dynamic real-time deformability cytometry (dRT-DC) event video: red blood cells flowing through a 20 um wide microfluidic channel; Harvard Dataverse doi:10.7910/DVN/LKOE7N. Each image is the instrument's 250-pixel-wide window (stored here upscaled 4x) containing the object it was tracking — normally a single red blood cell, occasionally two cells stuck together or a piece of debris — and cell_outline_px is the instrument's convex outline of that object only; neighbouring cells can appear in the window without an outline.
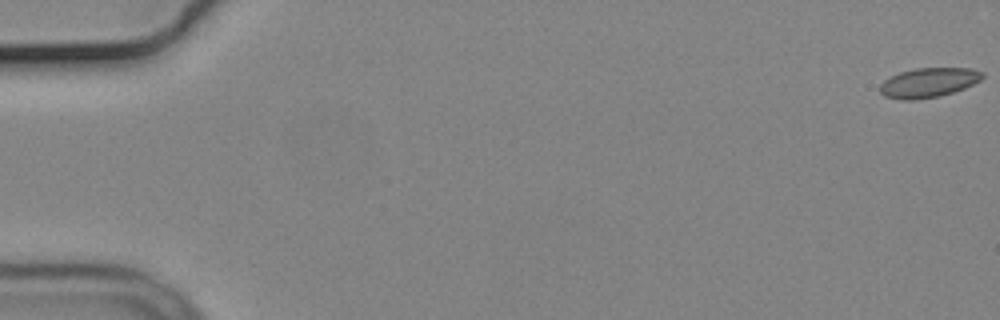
{"species": "common noctule bat (a hibernating species)", "species_latin": "Nyctalus noctula", "temperature_condition": "cold", "stored_images_in_passage": 57, "camera_frame_rate_fps": 3000, "um_per_image_px": 0.085, "animal": {"sex": "male", "body_mass_g": 19.2, "forearm_length_mm": 51.8}, "frame": {"image": 1, "passage_image": 1, "time_ms": 0.0, "image_size_px": [1000, 320], "cell_outline_px": [[984, 76], [980, 80], [964, 88], [940, 96], [916, 100], [900, 100], [884, 96], [880, 92], [880, 84], [884, 80], [900, 72], [916, 68], [972, 68], [984, 72]], "centroid_in_image_um": [78.92, 7.02], "position_along_channel_um": 6.1, "area_um2": 17.69}}
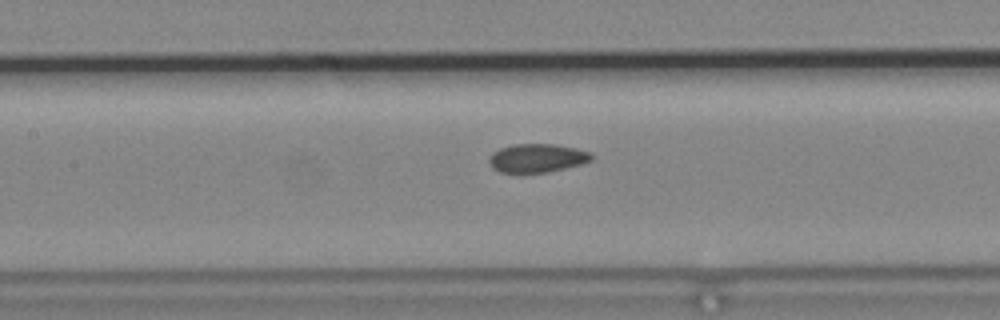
{"frame": {"image": 2, "passage_image": 27, "time_ms": 8.667, "image_size_px": [1000, 320], "cell_outline_px": [[592, 160], [580, 164], [548, 172], [500, 172], [492, 168], [488, 160], [492, 152], [500, 148], [516, 144], [556, 144], [576, 148], [592, 152]], "centroid_in_image_um": [45.65, 13.42], "position_along_channel_um": 161.7, "area_um2": 16.99}}
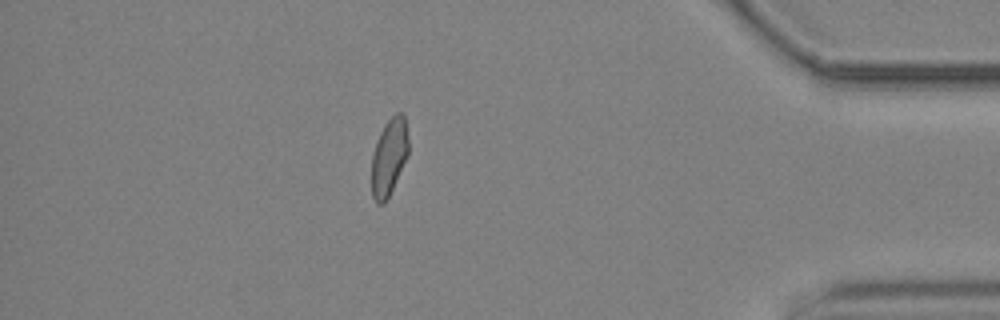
{"frame": {"image": 3, "passage_image": 50, "time_ms": 16.333, "image_size_px": [1000, 320], "cell_outline_px": [[408, 156], [384, 204], [376, 204], [372, 196], [372, 156], [376, 140], [384, 124], [396, 112], [404, 112], [408, 136]], "centroid_in_image_um": [33.07, 13.3], "position_along_channel_um": 402.1, "area_um2": 16.59}, "authors_computed_cell_mechanics": {"area_um2": 17.5134, "velocity_mm_per_s": 3.6847, "shape_relaxation_time_tau1_ms": null, "shape_relaxation_time_tau2_ms": 2.6091, "deformation_change_tau1": null, "deformation_change_tau2": 0.0747}}